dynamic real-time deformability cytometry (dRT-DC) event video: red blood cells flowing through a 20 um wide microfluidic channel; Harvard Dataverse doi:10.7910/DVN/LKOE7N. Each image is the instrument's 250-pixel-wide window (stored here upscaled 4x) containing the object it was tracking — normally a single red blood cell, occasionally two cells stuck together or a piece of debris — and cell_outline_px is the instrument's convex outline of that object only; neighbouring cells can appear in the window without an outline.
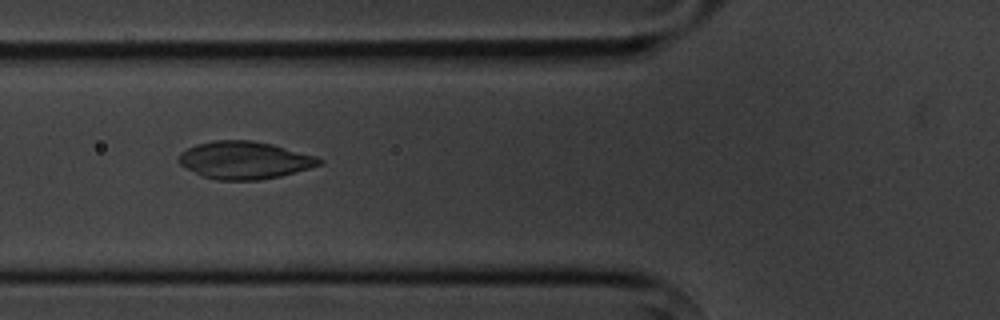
{"species": "common noctule bat (a hibernating species)", "species_latin": "Nyctalus noctula", "temperature_condition": "cold", "stored_images_in_passage": 4, "camera_frame_rate_fps": 3000, "um_per_image_px": 0.085, "animal": {"sex": "male", "body_mass_g": 20.1, "forearm_length_mm": 53.5}, "frame": {"image": 1, "passage_image": 4, "time_ms": 3.333, "image_size_px": [1000, 320], "cell_outline_px": [[324, 160], [320, 164], [308, 168], [280, 176], [260, 180], [216, 180], [200, 176], [180, 164], [176, 160], [180, 152], [196, 144], [212, 140], [252, 140], [272, 144], [316, 156]], "centroid_in_image_um": [20.73, 13.61], "position_along_channel_um": 105.1, "area_um2": 30.81}}